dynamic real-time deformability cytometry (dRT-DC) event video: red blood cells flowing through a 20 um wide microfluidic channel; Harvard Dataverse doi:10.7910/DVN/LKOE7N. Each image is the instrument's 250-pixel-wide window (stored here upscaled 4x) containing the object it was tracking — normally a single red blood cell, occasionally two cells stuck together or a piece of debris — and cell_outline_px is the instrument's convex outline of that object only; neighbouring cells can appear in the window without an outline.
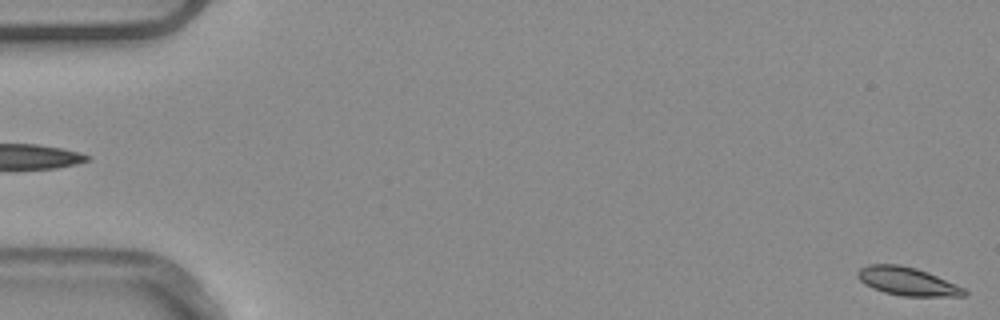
{"species": "common noctule bat (a hibernating species)", "species_latin": "Nyctalus noctula", "temperature_condition": "warm", "stored_images_in_passage": 5, "segment_of_instrument_passage": [2, 2], "camera_frame_rate_fps": 3000, "um_per_image_px": 0.085, "animal": {"sex": "male", "body_mass_g": 20.4}, "frame": {"image": 1, "passage_image": 5, "time_ms": 1.333, "image_size_px": [1000, 320], "cell_outline_px": [[968, 296], [904, 296], [884, 292], [872, 288], [864, 284], [856, 276], [856, 272], [860, 268], [868, 264], [900, 264], [916, 268], [928, 272], [956, 284], [964, 288], [968, 292]], "centroid_in_image_um": [77.11, 23.91], "position_along_channel_um": 7.9, "area_um2": 17.69}}